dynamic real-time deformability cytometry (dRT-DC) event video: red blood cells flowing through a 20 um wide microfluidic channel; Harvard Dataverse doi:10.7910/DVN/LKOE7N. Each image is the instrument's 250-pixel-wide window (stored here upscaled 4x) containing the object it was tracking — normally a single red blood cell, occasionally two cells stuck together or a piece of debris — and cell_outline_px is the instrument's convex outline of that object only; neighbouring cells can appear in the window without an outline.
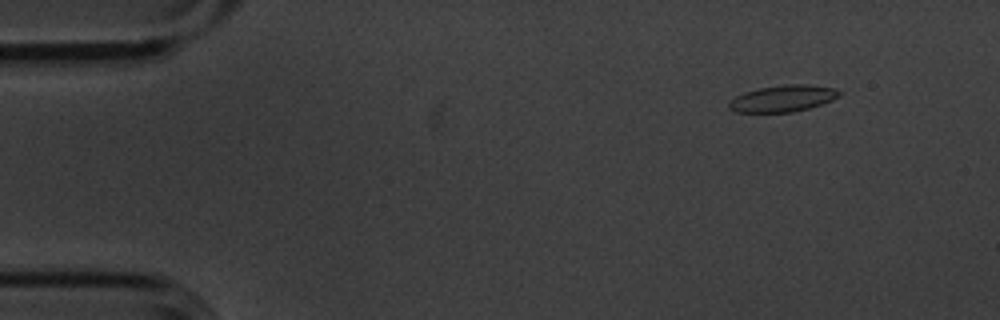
{"species": "common noctule bat (a hibernating species)", "species_latin": "Nyctalus noctula", "temperature_condition": "cold", "stored_images_in_passage": 5, "camera_frame_rate_fps": 3000, "um_per_image_px": 0.085, "animal": {"sex": "male", "body_mass_g": 20.1, "forearm_length_mm": 53.5}, "frame": {"image": 1, "passage_image": 2, "time_ms": 0.333, "image_size_px": [1000, 320], "cell_outline_px": [[840, 96], [832, 100], [808, 108], [792, 112], [736, 112], [728, 108], [728, 104], [736, 96], [744, 92], [760, 88], [784, 84], [808, 84], [832, 88], [840, 92]], "centroid_in_image_um": [66.53, 8.37], "position_along_channel_um": 18.5, "area_um2": 16.88}}
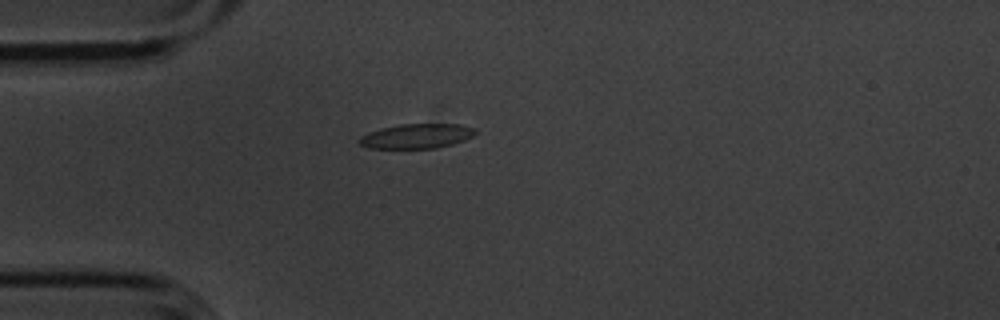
{"frame": {"image": 2, "passage_image": 4, "time_ms": 1.0, "image_size_px": [1000, 320], "cell_outline_px": [[476, 132], [472, 136], [464, 140], [452, 144], [436, 148], [368, 148], [360, 144], [356, 140], [360, 136], [368, 132], [380, 128], [400, 124], [460, 124], [476, 128]], "centroid_in_image_um": [35.39, 11.56], "position_along_channel_um": 49.6, "area_um2": 16.76}}